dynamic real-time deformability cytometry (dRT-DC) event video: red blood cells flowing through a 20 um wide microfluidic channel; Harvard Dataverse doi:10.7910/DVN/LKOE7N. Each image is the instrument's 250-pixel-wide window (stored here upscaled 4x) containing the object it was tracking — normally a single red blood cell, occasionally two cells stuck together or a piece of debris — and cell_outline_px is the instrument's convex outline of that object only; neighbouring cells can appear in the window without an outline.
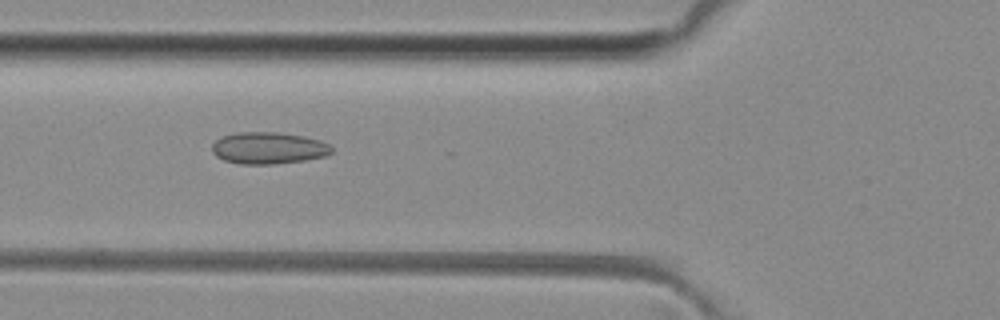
{"species": "common noctule bat (a hibernating species)", "species_latin": "Nyctalus noctula", "temperature_condition": "room temperature", "stored_images_in_passage": 50, "camera_frame_rate_fps": 3000, "um_per_image_px": 0.085, "animal": {"sex": "female", "body_mass_g": 29.2, "forearm_length_mm": 56.3}, "frame": {"image": 1, "passage_image": 18, "time_ms": 5.667, "image_size_px": [1000, 320], "cell_outline_px": [[332, 152], [324, 156], [304, 160], [272, 164], [240, 164], [224, 160], [216, 156], [212, 152], [212, 144], [220, 136], [236, 132], [280, 132], [304, 136], [320, 140], [328, 144], [332, 148]], "centroid_in_image_um": [22.78, 12.57], "position_along_channel_um": 103.0, "area_um2": 22.25}}
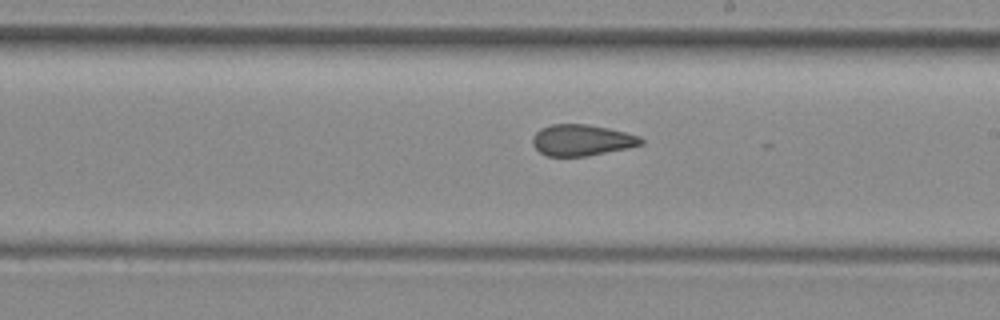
{"frame": {"image": 2, "passage_image": 28, "time_ms": 9.0, "image_size_px": [1000, 320], "cell_outline_px": [[644, 144], [628, 148], [584, 156], [548, 156], [540, 152], [532, 144], [532, 136], [540, 128], [552, 124], [588, 124], [608, 128], [640, 136], [644, 140]], "centroid_in_image_um": [49.45, 11.9], "position_along_channel_um": 239.6, "area_um2": 19.71}}
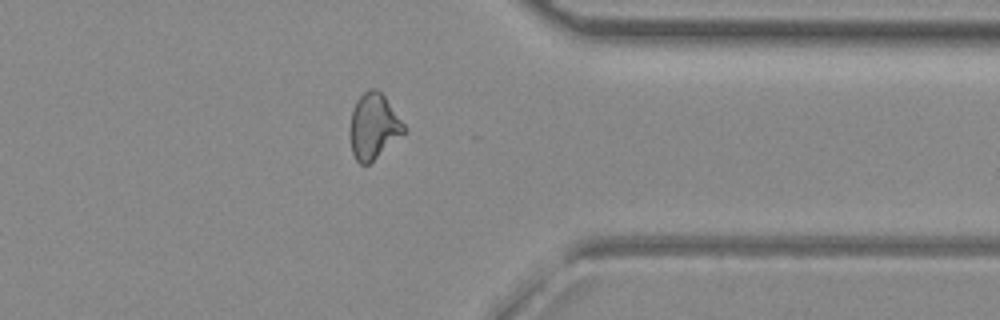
{"frame": {"image": 3, "passage_image": 39, "time_ms": 12.667, "image_size_px": [1000, 320], "cell_outline_px": [[404, 132], [368, 164], [360, 164], [356, 160], [352, 152], [348, 132], [352, 112], [356, 100], [368, 88], [376, 88], [384, 96], [404, 124]], "centroid_in_image_um": [31.69, 10.72], "position_along_channel_um": 379.7, "area_um2": 20.23}, "authors_computed_cell_mechanics": {"area_um2": 20.8369, "velocity_mm_per_s": 4.0886, "shape_relaxation_time_tau1_ms": null, "shape_relaxation_time_tau2_ms": 1.631, "deformation_change_tau1": null, "deformation_change_tau2": 0.0898}}